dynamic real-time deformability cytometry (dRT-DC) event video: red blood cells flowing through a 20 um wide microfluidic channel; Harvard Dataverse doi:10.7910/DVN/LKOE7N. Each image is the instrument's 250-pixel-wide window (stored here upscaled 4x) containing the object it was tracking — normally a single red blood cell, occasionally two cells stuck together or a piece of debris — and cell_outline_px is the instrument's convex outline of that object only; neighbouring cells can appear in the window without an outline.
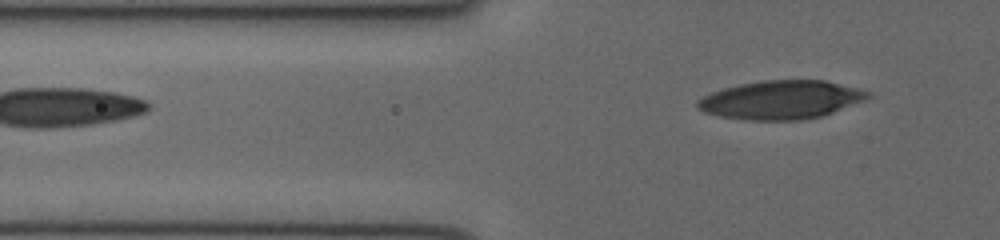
{"species": "human", "species_latin": "Homo sapiens", "temperature_condition": "cold", "stored_images_in_passage": 5, "segment_of_instrument_passage": [2, 2], "camera_frame_rate_fps": 3000, "um_per_image_px": 0.085, "donor": {"sex": "female"}, "frame": {"image": 1, "passage_image": 5, "time_ms": 1.333, "image_size_px": [1000, 240], "cell_outline_px": [[872, 96], [864, 100], [824, 116], [800, 120], [748, 120], [720, 116], [704, 112], [696, 108], [696, 100], [712, 92], [724, 88], [740, 84], [764, 80], [824, 80], [860, 88], [872, 92]], "centroid_in_image_um": [66.41, 8.48], "position_along_channel_um": 59.4, "area_um2": 38.44}}